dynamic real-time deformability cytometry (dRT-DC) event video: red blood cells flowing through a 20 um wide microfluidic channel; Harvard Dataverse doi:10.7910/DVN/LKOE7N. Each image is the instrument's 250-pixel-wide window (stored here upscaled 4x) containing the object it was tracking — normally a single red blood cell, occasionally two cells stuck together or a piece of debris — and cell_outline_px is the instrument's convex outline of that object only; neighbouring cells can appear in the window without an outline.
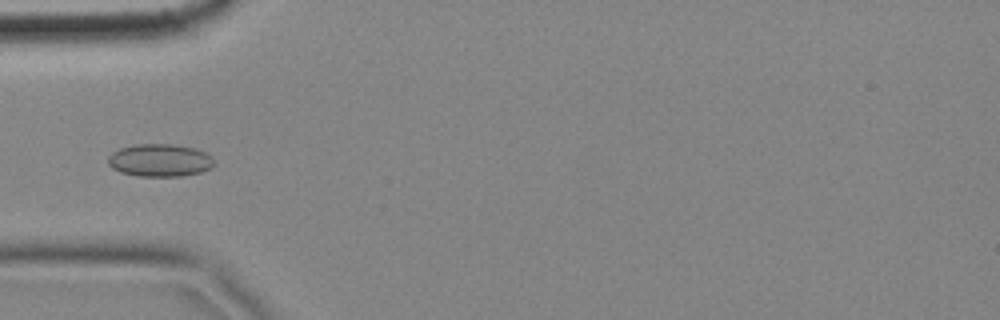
{"species": "common noctule bat (a hibernating species)", "species_latin": "Nyctalus noctula", "temperature_condition": "cold", "stored_images_in_passage": 8, "camera_frame_rate_fps": 3000, "um_per_image_px": 0.085, "animal": {"sex": "female", "body_mass_g": 18.4}, "frame": {"image": 1, "passage_image": 6, "time_ms": 1.667, "image_size_px": [1000, 320], "cell_outline_px": [[216, 164], [212, 168], [200, 172], [180, 176], [136, 176], [120, 172], [112, 168], [108, 164], [108, 156], [112, 152], [120, 148], [136, 144], [172, 144], [196, 148], [212, 156]], "centroid_in_image_um": [13.6, 13.62], "position_along_channel_um": 71.4, "area_um2": 20.4}}
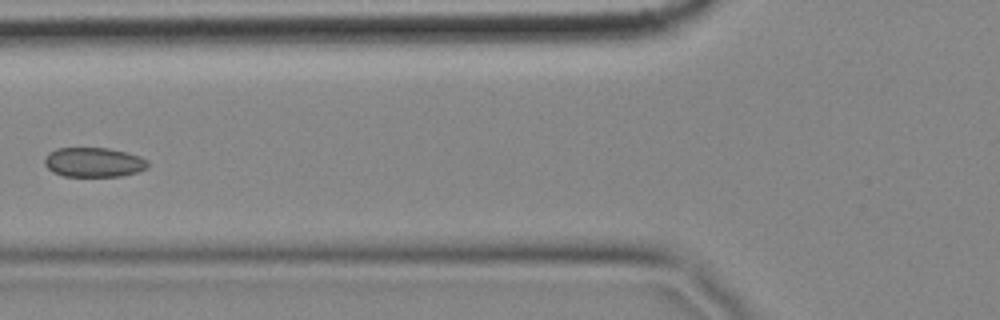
{"frame": {"image": 2, "passage_image": 7, "time_ms": 2.0, "image_size_px": [1000, 320], "cell_outline_px": [[148, 168], [136, 172], [120, 176], [64, 176], [52, 172], [44, 164], [44, 156], [48, 152], [56, 148], [108, 148], [140, 156], [148, 160]], "centroid_in_image_um": [7.93, 13.79], "position_along_channel_um": 117.9, "area_um2": 17.86}}
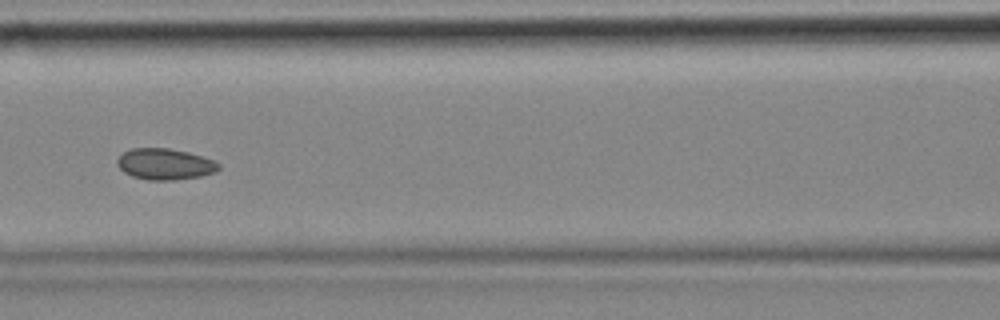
{"frame": {"image": 3, "passage_image": 8, "time_ms": 2.333, "image_size_px": [1000, 320], "cell_outline_px": [[220, 168], [216, 172], [200, 176], [172, 180], [148, 180], [132, 176], [124, 172], [116, 164], [116, 160], [124, 152], [132, 148], [168, 148], [188, 152], [216, 160], [220, 164]], "centroid_in_image_um": [14.04, 13.95], "position_along_channel_um": 152.6, "area_um2": 18.5}}